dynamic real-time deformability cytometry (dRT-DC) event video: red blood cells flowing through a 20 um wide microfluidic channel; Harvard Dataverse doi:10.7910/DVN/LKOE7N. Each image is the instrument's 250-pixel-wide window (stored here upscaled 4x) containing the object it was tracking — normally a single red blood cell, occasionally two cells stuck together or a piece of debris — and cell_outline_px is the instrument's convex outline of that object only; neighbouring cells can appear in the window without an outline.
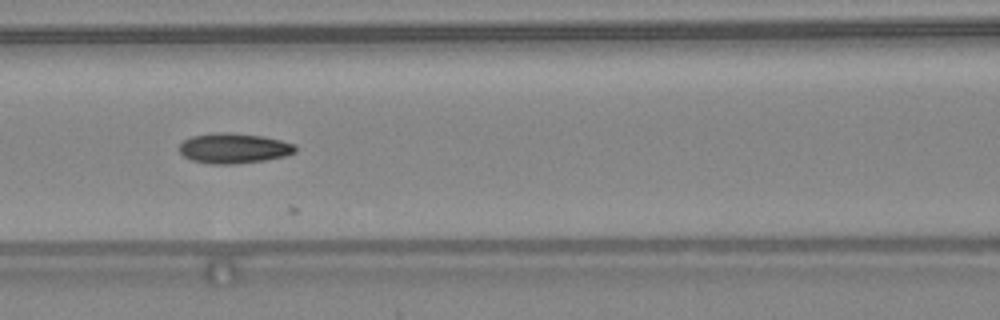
{"species": "common noctule bat (a hibernating species)", "species_latin": "Nyctalus noctula", "temperature_condition": "warm", "stored_images_in_passage": 10, "camera_frame_rate_fps": 3000, "um_per_image_px": 0.085, "animal": {"sex": "female", "body_mass_g": 24.6, "forearm_length_mm": 56.2}, "frame": {"image": 1, "passage_image": 7, "time_ms": 2.0, "image_size_px": [1000, 320], "cell_outline_px": [[296, 152], [284, 156], [264, 160], [232, 164], [212, 164], [192, 160], [184, 156], [180, 152], [180, 144], [184, 140], [192, 136], [220, 132], [228, 132], [264, 136], [296, 144]], "centroid_in_image_um": [19.89, 12.59], "position_along_channel_um": 146.7, "area_um2": 20.29}}